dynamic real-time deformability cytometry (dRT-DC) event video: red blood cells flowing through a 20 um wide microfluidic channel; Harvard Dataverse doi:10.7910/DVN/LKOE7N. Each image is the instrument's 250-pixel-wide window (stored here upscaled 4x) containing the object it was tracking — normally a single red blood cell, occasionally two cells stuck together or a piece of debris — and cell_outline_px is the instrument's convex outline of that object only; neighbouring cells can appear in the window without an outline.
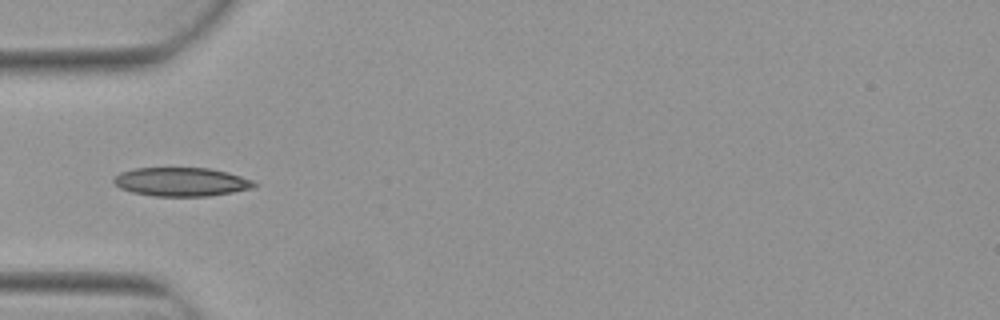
{"species": "Egyptian fruit bat (a non-hibernating species)", "species_latin": "Rousettus aegyptiacus", "temperature_condition": "warm", "stored_images_in_passage": 6, "camera_frame_rate_fps": 3000, "um_per_image_px": 0.085, "animal": {"sex": "female"}, "frame": {"image": 1, "passage_image": 6, "time_ms": 1.667, "image_size_px": [1000, 320], "cell_outline_px": [[256, 184], [252, 188], [232, 192], [208, 196], [156, 196], [132, 192], [120, 188], [112, 180], [120, 172], [136, 168], [208, 168], [228, 172], [252, 180]], "centroid_in_image_um": [15.4, 15.45], "position_along_channel_um": 69.6, "area_um2": 23.29}}